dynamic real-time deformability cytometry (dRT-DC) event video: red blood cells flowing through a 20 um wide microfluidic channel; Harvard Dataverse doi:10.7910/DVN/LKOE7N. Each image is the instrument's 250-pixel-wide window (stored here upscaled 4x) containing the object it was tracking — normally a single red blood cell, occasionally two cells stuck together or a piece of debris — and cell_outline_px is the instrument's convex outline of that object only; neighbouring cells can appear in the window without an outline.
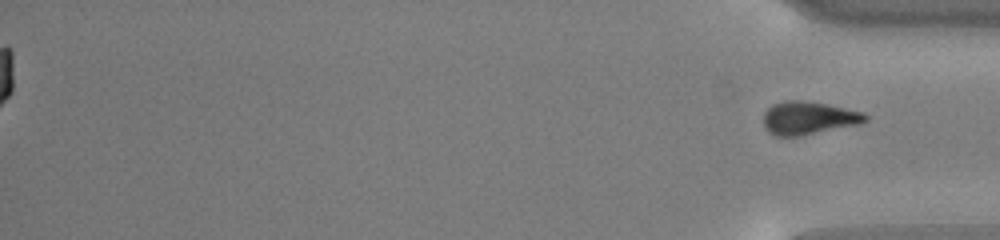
{"species": "common noctule bat (a hibernating species)", "species_latin": "Nyctalus noctula", "temperature_condition": "cold", "stored_images_in_passage": 42, "segment_of_instrument_passage": [2, 2], "camera_frame_rate_fps": 3000, "um_per_image_px": 0.085, "animal": {"sex": "male", "body_mass_g": 13.0, "forearm_length_mm": 53.1}, "frame": {"image": 1, "passage_image": 42, "time_ms": 13.667, "image_size_px": [1000, 240], "cell_outline_px": [[868, 120], [860, 124], [800, 136], [776, 136], [768, 132], [764, 128], [764, 112], [772, 104], [788, 100], [800, 100], [824, 104], [864, 112], [868, 116]], "centroid_in_image_um": [68.71, 10.04], "position_along_channel_um": 366.5, "area_um2": 19.59}}